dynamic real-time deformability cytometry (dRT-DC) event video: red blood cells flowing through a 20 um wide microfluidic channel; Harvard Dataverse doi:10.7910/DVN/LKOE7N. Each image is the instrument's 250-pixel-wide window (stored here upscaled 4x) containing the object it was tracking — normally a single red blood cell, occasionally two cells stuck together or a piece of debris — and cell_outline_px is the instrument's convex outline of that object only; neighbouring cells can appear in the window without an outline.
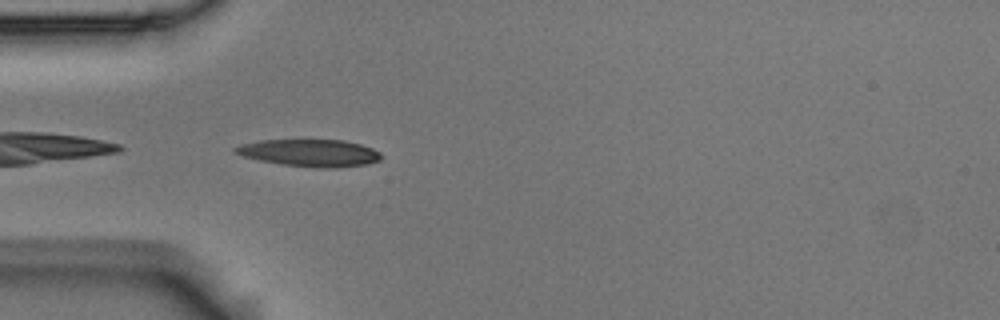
{"species": "Egyptian fruit bat (a non-hibernating species)", "species_latin": "Rousettus aegyptiacus", "temperature_condition": "room temperature", "stored_images_in_passage": 4, "camera_frame_rate_fps": 3000, "um_per_image_px": 0.085, "animal": {"sex": "male"}, "frame": {"image": 1, "passage_image": 4, "time_ms": 1.0, "image_size_px": [1000, 320], "cell_outline_px": [[380, 160], [368, 164], [336, 168], [320, 168], [280, 164], [260, 160], [244, 156], [232, 152], [232, 148], [240, 144], [260, 140], [344, 140], [360, 144], [372, 148], [380, 152]], "centroid_in_image_um": [26.32, 13.0], "position_along_channel_um": 58.7, "area_um2": 23.18}}